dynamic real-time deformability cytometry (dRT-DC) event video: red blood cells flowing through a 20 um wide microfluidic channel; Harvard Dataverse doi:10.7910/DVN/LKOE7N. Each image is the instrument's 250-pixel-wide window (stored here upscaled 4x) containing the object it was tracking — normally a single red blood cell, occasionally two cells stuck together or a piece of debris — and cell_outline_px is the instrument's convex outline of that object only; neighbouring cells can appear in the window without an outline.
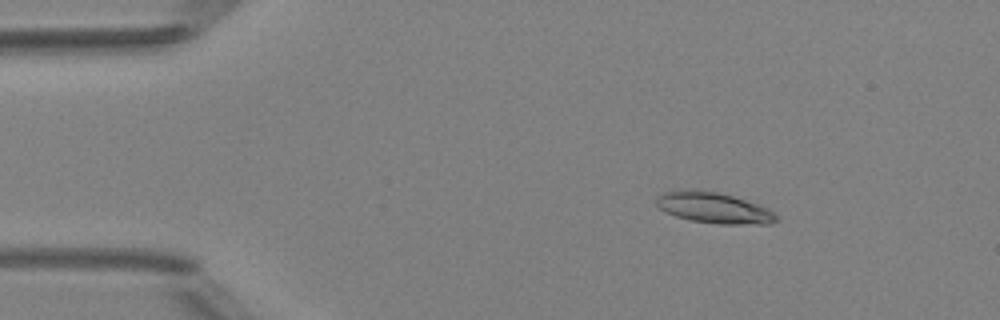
{"species": "Egyptian fruit bat (a non-hibernating species)", "species_latin": "Rousettus aegyptiacus", "temperature_condition": "room temperature", "stored_images_in_passage": 4, "camera_frame_rate_fps": 3000, "um_per_image_px": 0.085, "animal": {"sex": "female"}, "frame": {"image": 1, "passage_image": 1, "time_ms": 0.0, "image_size_px": [1000, 320], "cell_outline_px": [[780, 220], [768, 224], [720, 224], [692, 220], [676, 216], [660, 208], [656, 204], [656, 196], [664, 192], [680, 188], [696, 188], [716, 192], [732, 196], [760, 204], [768, 208], [780, 216]], "centroid_in_image_um": [60.7, 17.64], "position_along_channel_um": 24.3, "area_um2": 21.96}}
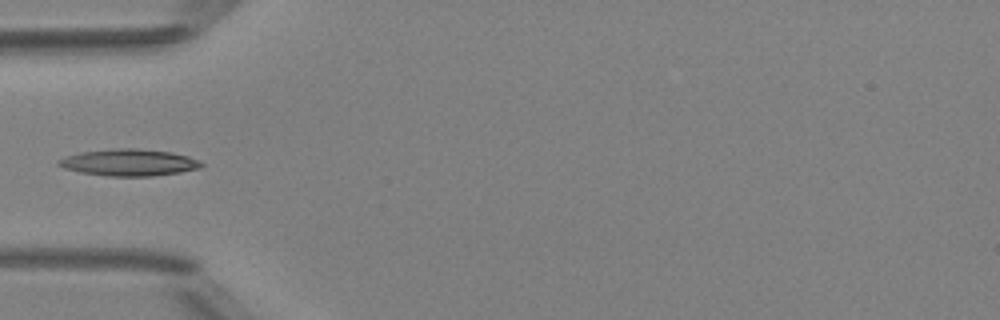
{"frame": {"image": 2, "passage_image": 3, "time_ms": 3.0, "image_size_px": [1000, 320], "cell_outline_px": [[204, 164], [200, 168], [180, 172], [152, 176], [108, 176], [80, 172], [64, 168], [56, 164], [64, 156], [80, 152], [116, 148], [136, 148], [172, 152], [188, 156]], "centroid_in_image_um": [10.95, 13.81], "position_along_channel_um": 74.1, "area_um2": 22.2}}
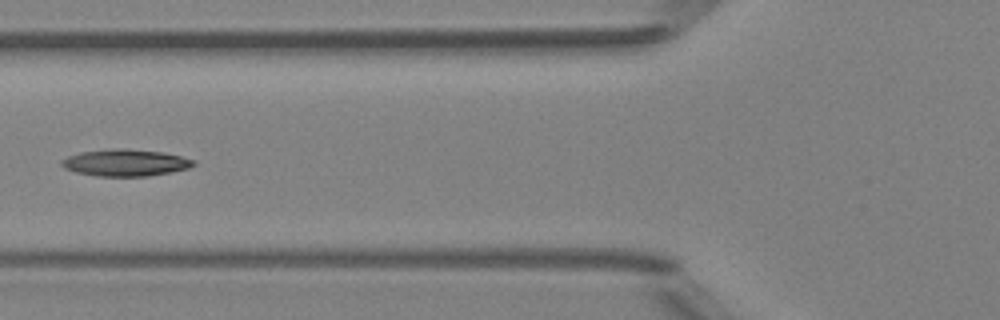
{"frame": {"image": 3, "passage_image": 4, "time_ms": 4.0, "image_size_px": [1000, 320], "cell_outline_px": [[196, 164], [188, 168], [172, 172], [148, 176], [96, 176], [76, 172], [64, 168], [60, 164], [60, 160], [68, 156], [80, 152], [112, 148], [124, 148], [164, 152], [196, 160]], "centroid_in_image_um": [10.66, 13.82], "position_along_channel_um": 115.1, "area_um2": 20.81}}